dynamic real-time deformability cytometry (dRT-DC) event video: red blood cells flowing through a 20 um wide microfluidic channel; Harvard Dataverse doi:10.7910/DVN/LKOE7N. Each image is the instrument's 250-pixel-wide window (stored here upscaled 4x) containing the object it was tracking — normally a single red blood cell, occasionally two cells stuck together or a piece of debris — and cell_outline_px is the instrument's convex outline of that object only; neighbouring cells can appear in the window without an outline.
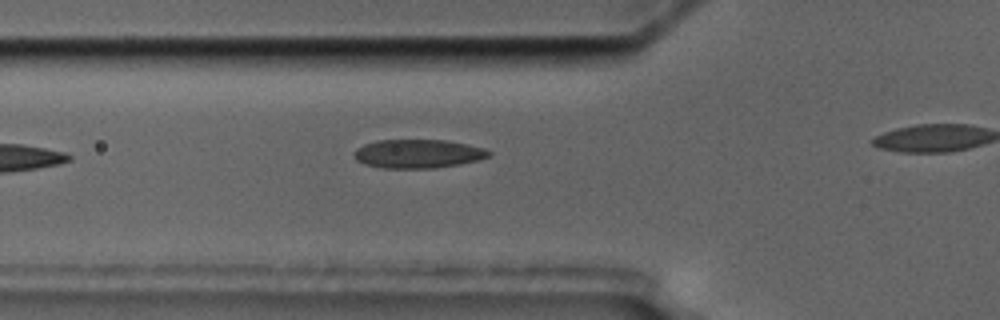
{"species": "common noctule bat (a hibernating species)", "species_latin": "Nyctalus noctula", "temperature_condition": "cold", "stored_images_in_passage": 4, "segment_of_instrument_passage": [1, 2], "camera_frame_rate_fps": 3000, "um_per_image_px": 0.085, "animal": {"sex": "male", "body_mass_g": 17.5, "forearm_length_mm": 52.3}, "frame": {"image": 1, "passage_image": 3, "time_ms": 3.0, "image_size_px": [1000, 320], "cell_outline_px": [[492, 156], [480, 160], [460, 164], [436, 168], [384, 168], [364, 164], [356, 160], [352, 152], [356, 148], [364, 144], [376, 140], [444, 140], [468, 144], [484, 148], [492, 152]], "centroid_in_image_um": [35.54, 13.07], "position_along_channel_um": 90.3, "area_um2": 22.83}}